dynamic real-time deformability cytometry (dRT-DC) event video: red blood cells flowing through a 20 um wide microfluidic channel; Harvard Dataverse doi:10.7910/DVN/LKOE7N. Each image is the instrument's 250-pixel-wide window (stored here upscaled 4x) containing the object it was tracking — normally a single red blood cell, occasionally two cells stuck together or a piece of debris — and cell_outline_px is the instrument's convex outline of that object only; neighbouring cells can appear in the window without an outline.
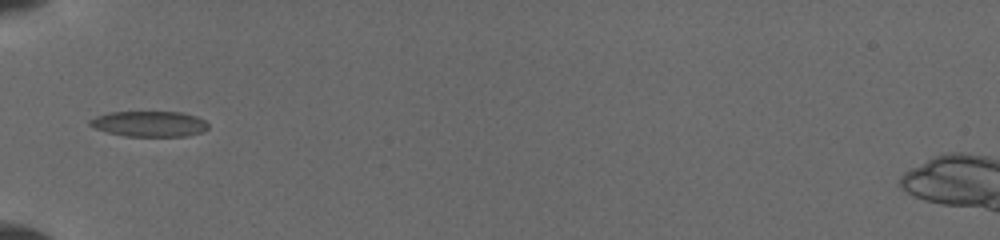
{"species": "common noctule bat (a hibernating species)", "species_latin": "Nyctalus noctula", "temperature_condition": "cold", "stored_images_in_passage": 6, "camera_frame_rate_fps": 3000, "um_per_image_px": 0.085, "animal": {"sex": "female", "body_mass_g": 19.5, "forearm_length_mm": 54.1}, "frame": {"image": 1, "passage_image": 4, "time_ms": 2.0, "image_size_px": [1000, 240], "cell_outline_px": [[208, 128], [200, 132], [188, 136], [124, 136], [108, 132], [96, 128], [88, 124], [88, 120], [96, 116], [108, 112], [180, 112], [196, 116], [204, 120], [208, 124]], "centroid_in_image_um": [12.68, 10.52], "position_along_channel_um": 72.3, "area_um2": 17.57}}